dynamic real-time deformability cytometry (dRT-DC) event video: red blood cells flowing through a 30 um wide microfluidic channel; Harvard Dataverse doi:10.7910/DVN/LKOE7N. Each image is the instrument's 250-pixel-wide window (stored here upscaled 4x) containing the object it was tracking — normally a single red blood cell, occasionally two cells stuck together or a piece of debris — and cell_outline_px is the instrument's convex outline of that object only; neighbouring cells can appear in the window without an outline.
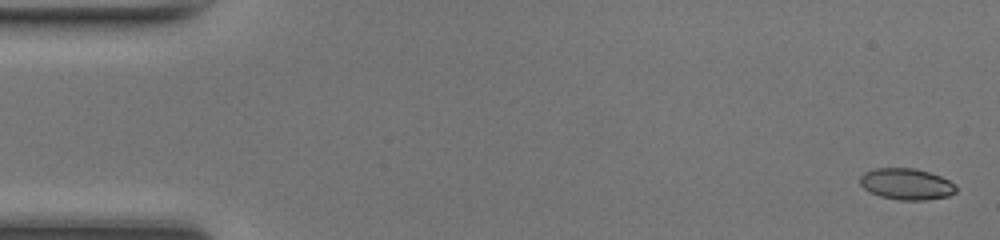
{"species": "common noctule bat (a hibernating species)", "species_latin": "Nyctalus noctula", "temperature_condition": "room temperature", "stored_images_in_passage": 49, "camera_frame_rate_fps": 3000, "um_per_image_px": 0.085, "animal": {"sex": "female", "body_mass_g": 17.0, "forearm_length_mm": 48.0}, "frame": {"image": 1, "passage_image": 2, "time_ms": 0.333, "image_size_px": [1000, 240], "cell_outline_px": [[956, 192], [948, 196], [924, 200], [900, 200], [880, 196], [864, 188], [860, 184], [860, 176], [864, 172], [876, 168], [916, 168], [940, 176], [956, 184]], "centroid_in_image_um": [77.06, 15.64], "position_along_channel_um": 7.9, "area_um2": 17.46}}
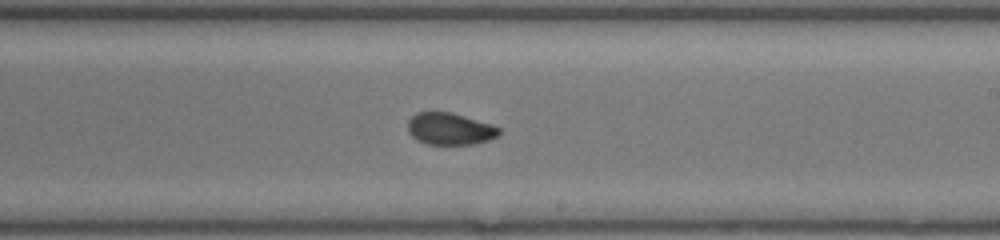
{"frame": {"image": 2, "passage_image": 29, "time_ms": 9.333, "image_size_px": [1000, 240], "cell_outline_px": [[500, 132], [496, 136], [488, 140], [472, 144], [428, 144], [416, 140], [408, 132], [408, 120], [416, 112], [452, 112], [492, 124], [500, 128]], "centroid_in_image_um": [38.22, 10.94], "position_along_channel_um": 250.8, "area_um2": 16.99}}
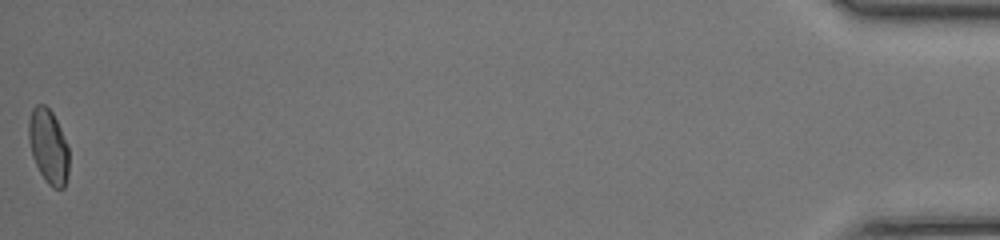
{"frame": {"image": 3, "passage_image": 49, "time_ms": 16.0, "image_size_px": [1000, 240], "cell_outline_px": [[68, 172], [64, 188], [52, 188], [48, 184], [40, 172], [32, 156], [28, 140], [28, 120], [32, 108], [36, 104], [44, 104], [52, 112], [60, 128], [68, 148]], "centroid_in_image_um": [4.09, 12.42], "position_along_channel_um": 431.1, "area_um2": 17.4}, "authors_computed_cell_mechanics": {"area_um2": 17.4556, "velocity_mm_per_s": 4.3174, "shape_relaxation_time_tau1_ms": null, "shape_relaxation_time_tau2_ms": 0.997, "deformation_change_tau1": null, "deformation_change_tau2": 0.053}}